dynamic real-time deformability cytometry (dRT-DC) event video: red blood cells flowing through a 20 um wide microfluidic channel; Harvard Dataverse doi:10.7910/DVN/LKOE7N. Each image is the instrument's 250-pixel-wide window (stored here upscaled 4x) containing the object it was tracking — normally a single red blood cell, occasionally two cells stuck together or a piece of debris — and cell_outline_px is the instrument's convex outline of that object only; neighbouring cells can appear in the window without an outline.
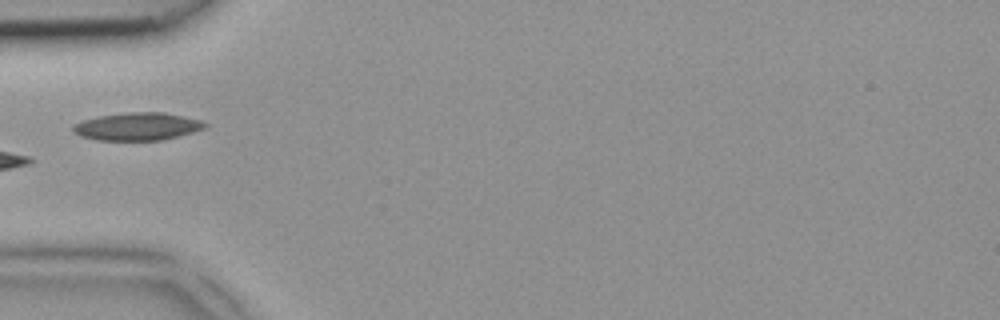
{"species": "common noctule bat (a hibernating species)", "species_latin": "Nyctalus noctula", "temperature_condition": "room temperature", "stored_images_in_passage": 2, "camera_frame_rate_fps": 3000, "um_per_image_px": 0.085, "animal": {"sex": "female", "body_mass_g": 18.4}, "frame": {"image": 1, "passage_image": 1, "time_ms": 0.0, "image_size_px": [1000, 320], "cell_outline_px": [[208, 128], [160, 140], [96, 140], [80, 136], [72, 132], [72, 124], [96, 116], [132, 112], [164, 112], [200, 120], [208, 124]], "centroid_in_image_um": [11.65, 10.75], "position_along_channel_um": 73.4, "area_um2": 21.33}}